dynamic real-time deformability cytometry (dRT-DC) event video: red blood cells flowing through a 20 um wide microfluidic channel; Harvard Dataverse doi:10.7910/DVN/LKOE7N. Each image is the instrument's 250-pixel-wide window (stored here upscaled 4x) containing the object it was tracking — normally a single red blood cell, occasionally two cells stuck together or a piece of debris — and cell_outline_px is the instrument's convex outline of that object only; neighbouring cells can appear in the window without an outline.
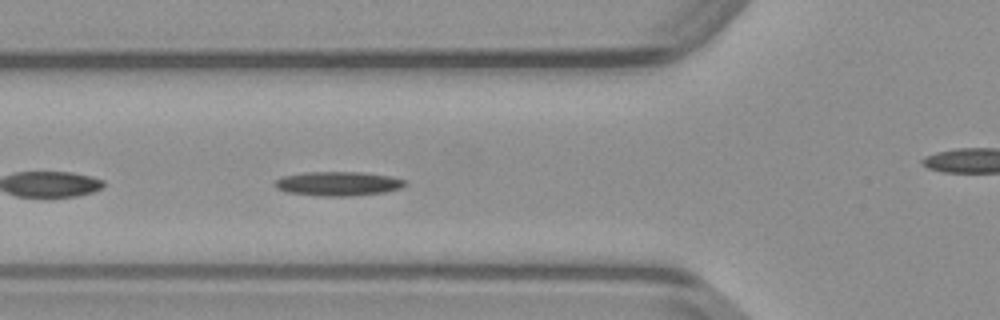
{"species": "common noctule bat (a hibernating species)", "species_latin": "Nyctalus noctula", "temperature_condition": "warm", "stored_images_in_passage": 37, "camera_frame_rate_fps": 3000, "um_per_image_px": 0.085, "animal": {"sex": "male", "body_mass_g": 23.1, "forearm_length_mm": 52.7}, "frame": {"image": 1, "passage_image": 4, "time_ms": 1.0, "image_size_px": [1000, 320], "cell_outline_px": [[408, 184], [400, 188], [384, 192], [348, 196], [320, 196], [284, 192], [276, 188], [272, 184], [276, 180], [284, 176], [304, 172], [364, 172], [392, 176], [408, 180]], "centroid_in_image_um": [28.75, 15.6], "position_along_channel_um": 97.0, "area_um2": 18.61}}
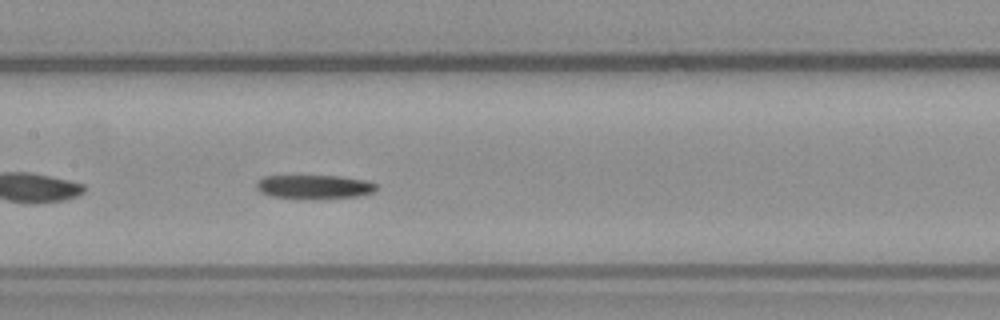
{"frame": {"image": 2, "passage_image": 10, "time_ms": 3.0, "image_size_px": [1000, 320], "cell_outline_px": [[376, 188], [372, 192], [356, 196], [312, 200], [272, 196], [260, 192], [256, 188], [256, 184], [264, 176], [340, 176], [368, 180], [376, 184]], "centroid_in_image_um": [26.71, 15.89], "position_along_channel_um": 180.7, "area_um2": 16.82}}
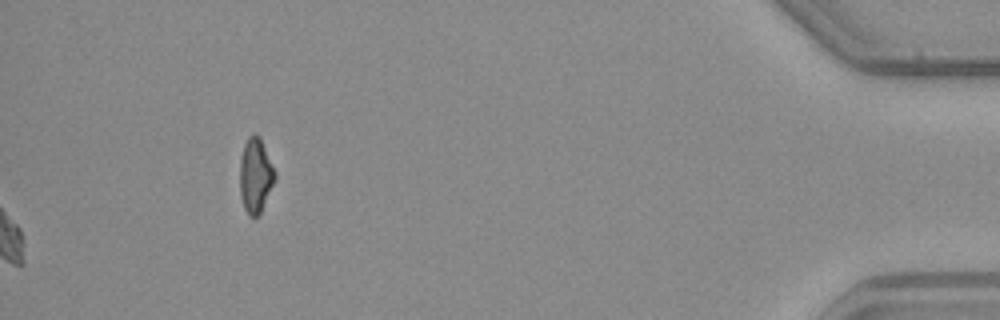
{"frame": {"image": 3, "passage_image": 37, "time_ms": 12.0, "image_size_px": [1000, 320], "cell_outline_px": [[276, 180], [260, 212], [256, 216], [248, 216], [244, 208], [240, 196], [240, 160], [244, 144], [248, 136], [252, 132], [256, 132], [260, 136], [276, 172]], "centroid_in_image_um": [21.72, 14.87], "position_along_channel_um": 413.5, "area_um2": 15.49}}